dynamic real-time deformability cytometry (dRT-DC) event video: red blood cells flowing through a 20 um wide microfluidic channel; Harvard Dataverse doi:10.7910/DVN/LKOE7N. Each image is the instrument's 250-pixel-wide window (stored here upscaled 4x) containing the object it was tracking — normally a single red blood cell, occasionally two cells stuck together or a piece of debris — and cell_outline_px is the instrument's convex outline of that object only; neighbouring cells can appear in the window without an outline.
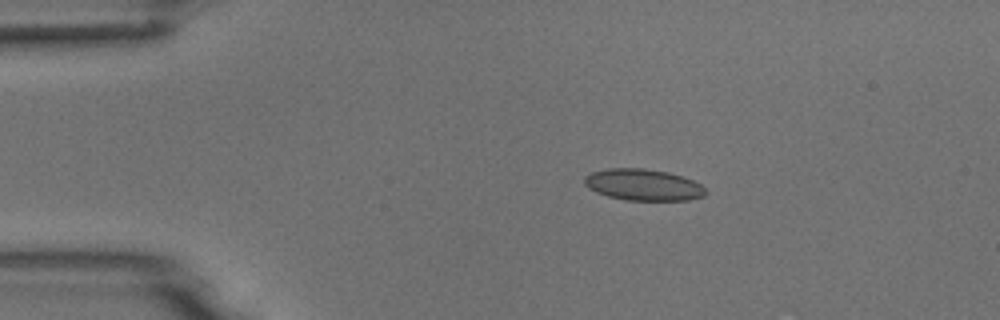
{"species": "common noctule bat (a hibernating species)", "species_latin": "Nyctalus noctula", "temperature_condition": "room temperature", "stored_images_in_passage": 5, "camera_frame_rate_fps": 3000, "um_per_image_px": 0.085, "animal": {"sex": "male", "body_mass_g": 18.8}, "frame": {"image": 1, "passage_image": 3, "time_ms": 2.333, "image_size_px": [1000, 320], "cell_outline_px": [[708, 192], [704, 196], [688, 200], [624, 200], [608, 196], [596, 192], [588, 188], [584, 184], [584, 176], [592, 172], [608, 168], [644, 168], [668, 172], [692, 180], [700, 184]], "centroid_in_image_um": [54.65, 15.71], "position_along_channel_um": 30.3, "area_um2": 22.25}}
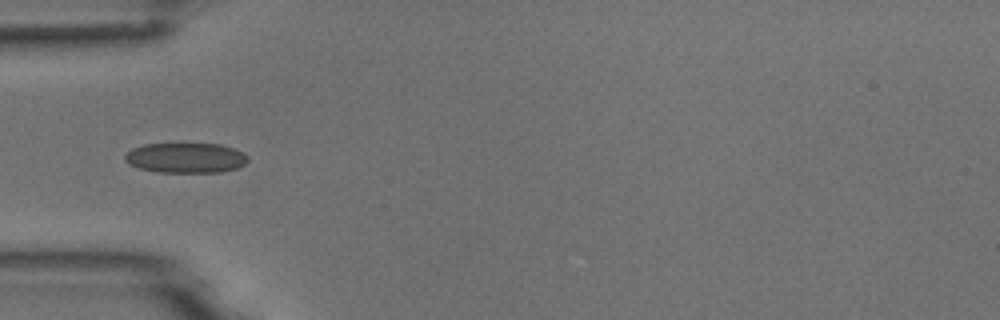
{"frame": {"image": 2, "passage_image": 5, "time_ms": 4.667, "image_size_px": [1000, 320], "cell_outline_px": [[248, 160], [244, 164], [236, 168], [220, 172], [156, 172], [140, 168], [128, 164], [124, 160], [124, 156], [132, 148], [144, 144], [220, 144], [232, 148], [248, 156]], "centroid_in_image_um": [15.75, 13.42], "position_along_channel_um": 69.2, "area_um2": 21.44}}